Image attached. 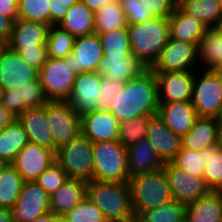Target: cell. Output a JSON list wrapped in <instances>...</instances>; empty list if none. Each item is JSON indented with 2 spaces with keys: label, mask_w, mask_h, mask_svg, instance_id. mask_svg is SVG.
Returning <instances> with one entry per match:
<instances>
[{
  "label": "cell",
  "mask_w": 222,
  "mask_h": 222,
  "mask_svg": "<svg viewBox=\"0 0 222 222\" xmlns=\"http://www.w3.org/2000/svg\"><path fill=\"white\" fill-rule=\"evenodd\" d=\"M54 221H55V215L51 211H49V212L37 217L32 222H54Z\"/></svg>",
  "instance_id": "cell-55"
},
{
  "label": "cell",
  "mask_w": 222,
  "mask_h": 222,
  "mask_svg": "<svg viewBox=\"0 0 222 222\" xmlns=\"http://www.w3.org/2000/svg\"><path fill=\"white\" fill-rule=\"evenodd\" d=\"M39 71L28 64L18 51L8 46L0 54V89L17 91L37 80Z\"/></svg>",
  "instance_id": "cell-10"
},
{
  "label": "cell",
  "mask_w": 222,
  "mask_h": 222,
  "mask_svg": "<svg viewBox=\"0 0 222 222\" xmlns=\"http://www.w3.org/2000/svg\"><path fill=\"white\" fill-rule=\"evenodd\" d=\"M104 57H125L132 54L127 28L99 34Z\"/></svg>",
  "instance_id": "cell-37"
},
{
  "label": "cell",
  "mask_w": 222,
  "mask_h": 222,
  "mask_svg": "<svg viewBox=\"0 0 222 222\" xmlns=\"http://www.w3.org/2000/svg\"><path fill=\"white\" fill-rule=\"evenodd\" d=\"M147 67L132 53L125 57H103L97 72L115 82H127L138 77Z\"/></svg>",
  "instance_id": "cell-23"
},
{
  "label": "cell",
  "mask_w": 222,
  "mask_h": 222,
  "mask_svg": "<svg viewBox=\"0 0 222 222\" xmlns=\"http://www.w3.org/2000/svg\"><path fill=\"white\" fill-rule=\"evenodd\" d=\"M100 101L96 110L110 111L117 97L118 89H123V82H115L100 75Z\"/></svg>",
  "instance_id": "cell-46"
},
{
  "label": "cell",
  "mask_w": 222,
  "mask_h": 222,
  "mask_svg": "<svg viewBox=\"0 0 222 222\" xmlns=\"http://www.w3.org/2000/svg\"><path fill=\"white\" fill-rule=\"evenodd\" d=\"M197 62V46L195 44L177 41L169 37L158 60L150 69L154 73L192 71L190 68L195 70L198 68Z\"/></svg>",
  "instance_id": "cell-12"
},
{
  "label": "cell",
  "mask_w": 222,
  "mask_h": 222,
  "mask_svg": "<svg viewBox=\"0 0 222 222\" xmlns=\"http://www.w3.org/2000/svg\"><path fill=\"white\" fill-rule=\"evenodd\" d=\"M87 196V181L68 178V180L50 195V211L54 215L64 216Z\"/></svg>",
  "instance_id": "cell-26"
},
{
  "label": "cell",
  "mask_w": 222,
  "mask_h": 222,
  "mask_svg": "<svg viewBox=\"0 0 222 222\" xmlns=\"http://www.w3.org/2000/svg\"><path fill=\"white\" fill-rule=\"evenodd\" d=\"M126 15L120 3L113 2L95 12V34L127 28Z\"/></svg>",
  "instance_id": "cell-35"
},
{
  "label": "cell",
  "mask_w": 222,
  "mask_h": 222,
  "mask_svg": "<svg viewBox=\"0 0 222 222\" xmlns=\"http://www.w3.org/2000/svg\"><path fill=\"white\" fill-rule=\"evenodd\" d=\"M64 217L69 222H107L102 211L87 196Z\"/></svg>",
  "instance_id": "cell-43"
},
{
  "label": "cell",
  "mask_w": 222,
  "mask_h": 222,
  "mask_svg": "<svg viewBox=\"0 0 222 222\" xmlns=\"http://www.w3.org/2000/svg\"><path fill=\"white\" fill-rule=\"evenodd\" d=\"M54 222H69V221L64 216L55 215V221Z\"/></svg>",
  "instance_id": "cell-59"
},
{
  "label": "cell",
  "mask_w": 222,
  "mask_h": 222,
  "mask_svg": "<svg viewBox=\"0 0 222 222\" xmlns=\"http://www.w3.org/2000/svg\"><path fill=\"white\" fill-rule=\"evenodd\" d=\"M19 54L24 61L38 71L48 59L47 45L45 47H24L19 51Z\"/></svg>",
  "instance_id": "cell-47"
},
{
  "label": "cell",
  "mask_w": 222,
  "mask_h": 222,
  "mask_svg": "<svg viewBox=\"0 0 222 222\" xmlns=\"http://www.w3.org/2000/svg\"><path fill=\"white\" fill-rule=\"evenodd\" d=\"M75 36L69 34L58 25L49 27L47 35V51L48 57L51 58H65L73 51Z\"/></svg>",
  "instance_id": "cell-38"
},
{
  "label": "cell",
  "mask_w": 222,
  "mask_h": 222,
  "mask_svg": "<svg viewBox=\"0 0 222 222\" xmlns=\"http://www.w3.org/2000/svg\"><path fill=\"white\" fill-rule=\"evenodd\" d=\"M17 119L22 123L29 143L54 151V139L46 120L44 106L27 109Z\"/></svg>",
  "instance_id": "cell-24"
},
{
  "label": "cell",
  "mask_w": 222,
  "mask_h": 222,
  "mask_svg": "<svg viewBox=\"0 0 222 222\" xmlns=\"http://www.w3.org/2000/svg\"><path fill=\"white\" fill-rule=\"evenodd\" d=\"M107 222H136V221H107Z\"/></svg>",
  "instance_id": "cell-63"
},
{
  "label": "cell",
  "mask_w": 222,
  "mask_h": 222,
  "mask_svg": "<svg viewBox=\"0 0 222 222\" xmlns=\"http://www.w3.org/2000/svg\"><path fill=\"white\" fill-rule=\"evenodd\" d=\"M29 143L22 123L16 118L0 131V158L11 164L15 156Z\"/></svg>",
  "instance_id": "cell-32"
},
{
  "label": "cell",
  "mask_w": 222,
  "mask_h": 222,
  "mask_svg": "<svg viewBox=\"0 0 222 222\" xmlns=\"http://www.w3.org/2000/svg\"><path fill=\"white\" fill-rule=\"evenodd\" d=\"M127 29L132 53L151 68L169 39V17H153Z\"/></svg>",
  "instance_id": "cell-2"
},
{
  "label": "cell",
  "mask_w": 222,
  "mask_h": 222,
  "mask_svg": "<svg viewBox=\"0 0 222 222\" xmlns=\"http://www.w3.org/2000/svg\"><path fill=\"white\" fill-rule=\"evenodd\" d=\"M0 222H14L12 209L0 207Z\"/></svg>",
  "instance_id": "cell-54"
},
{
  "label": "cell",
  "mask_w": 222,
  "mask_h": 222,
  "mask_svg": "<svg viewBox=\"0 0 222 222\" xmlns=\"http://www.w3.org/2000/svg\"><path fill=\"white\" fill-rule=\"evenodd\" d=\"M222 38V22L213 28Z\"/></svg>",
  "instance_id": "cell-58"
},
{
  "label": "cell",
  "mask_w": 222,
  "mask_h": 222,
  "mask_svg": "<svg viewBox=\"0 0 222 222\" xmlns=\"http://www.w3.org/2000/svg\"><path fill=\"white\" fill-rule=\"evenodd\" d=\"M58 26L75 37L94 34L95 13L78 1L68 9Z\"/></svg>",
  "instance_id": "cell-30"
},
{
  "label": "cell",
  "mask_w": 222,
  "mask_h": 222,
  "mask_svg": "<svg viewBox=\"0 0 222 222\" xmlns=\"http://www.w3.org/2000/svg\"><path fill=\"white\" fill-rule=\"evenodd\" d=\"M14 22L0 13V36L8 40Z\"/></svg>",
  "instance_id": "cell-52"
},
{
  "label": "cell",
  "mask_w": 222,
  "mask_h": 222,
  "mask_svg": "<svg viewBox=\"0 0 222 222\" xmlns=\"http://www.w3.org/2000/svg\"><path fill=\"white\" fill-rule=\"evenodd\" d=\"M177 6L186 14L199 20L208 29L222 22L218 0H177Z\"/></svg>",
  "instance_id": "cell-31"
},
{
  "label": "cell",
  "mask_w": 222,
  "mask_h": 222,
  "mask_svg": "<svg viewBox=\"0 0 222 222\" xmlns=\"http://www.w3.org/2000/svg\"><path fill=\"white\" fill-rule=\"evenodd\" d=\"M0 102L12 116L18 118L27 109L44 106L50 100L38 78L17 91H1Z\"/></svg>",
  "instance_id": "cell-16"
},
{
  "label": "cell",
  "mask_w": 222,
  "mask_h": 222,
  "mask_svg": "<svg viewBox=\"0 0 222 222\" xmlns=\"http://www.w3.org/2000/svg\"><path fill=\"white\" fill-rule=\"evenodd\" d=\"M50 211V195L35 181L25 182L13 208L14 222H32Z\"/></svg>",
  "instance_id": "cell-13"
},
{
  "label": "cell",
  "mask_w": 222,
  "mask_h": 222,
  "mask_svg": "<svg viewBox=\"0 0 222 222\" xmlns=\"http://www.w3.org/2000/svg\"><path fill=\"white\" fill-rule=\"evenodd\" d=\"M45 116L54 139V152L82 134L81 116L68 102L50 101L44 105Z\"/></svg>",
  "instance_id": "cell-9"
},
{
  "label": "cell",
  "mask_w": 222,
  "mask_h": 222,
  "mask_svg": "<svg viewBox=\"0 0 222 222\" xmlns=\"http://www.w3.org/2000/svg\"><path fill=\"white\" fill-rule=\"evenodd\" d=\"M197 60L204 70H216L222 64V38L213 28L198 42Z\"/></svg>",
  "instance_id": "cell-33"
},
{
  "label": "cell",
  "mask_w": 222,
  "mask_h": 222,
  "mask_svg": "<svg viewBox=\"0 0 222 222\" xmlns=\"http://www.w3.org/2000/svg\"><path fill=\"white\" fill-rule=\"evenodd\" d=\"M16 118L0 102V131L7 127Z\"/></svg>",
  "instance_id": "cell-53"
},
{
  "label": "cell",
  "mask_w": 222,
  "mask_h": 222,
  "mask_svg": "<svg viewBox=\"0 0 222 222\" xmlns=\"http://www.w3.org/2000/svg\"><path fill=\"white\" fill-rule=\"evenodd\" d=\"M56 161L53 150L28 143L14 158L12 165L25 182L36 181Z\"/></svg>",
  "instance_id": "cell-15"
},
{
  "label": "cell",
  "mask_w": 222,
  "mask_h": 222,
  "mask_svg": "<svg viewBox=\"0 0 222 222\" xmlns=\"http://www.w3.org/2000/svg\"><path fill=\"white\" fill-rule=\"evenodd\" d=\"M186 222H222V191H210L187 205Z\"/></svg>",
  "instance_id": "cell-29"
},
{
  "label": "cell",
  "mask_w": 222,
  "mask_h": 222,
  "mask_svg": "<svg viewBox=\"0 0 222 222\" xmlns=\"http://www.w3.org/2000/svg\"><path fill=\"white\" fill-rule=\"evenodd\" d=\"M79 0H50L51 26L58 25L65 17L68 9Z\"/></svg>",
  "instance_id": "cell-49"
},
{
  "label": "cell",
  "mask_w": 222,
  "mask_h": 222,
  "mask_svg": "<svg viewBox=\"0 0 222 222\" xmlns=\"http://www.w3.org/2000/svg\"><path fill=\"white\" fill-rule=\"evenodd\" d=\"M172 163L192 176L203 178L205 169L204 150H188L181 148Z\"/></svg>",
  "instance_id": "cell-42"
},
{
  "label": "cell",
  "mask_w": 222,
  "mask_h": 222,
  "mask_svg": "<svg viewBox=\"0 0 222 222\" xmlns=\"http://www.w3.org/2000/svg\"><path fill=\"white\" fill-rule=\"evenodd\" d=\"M187 206L175 200L143 211L136 222H184Z\"/></svg>",
  "instance_id": "cell-36"
},
{
  "label": "cell",
  "mask_w": 222,
  "mask_h": 222,
  "mask_svg": "<svg viewBox=\"0 0 222 222\" xmlns=\"http://www.w3.org/2000/svg\"><path fill=\"white\" fill-rule=\"evenodd\" d=\"M150 118L151 116H139L131 120L121 121L119 142L128 149L142 138H145Z\"/></svg>",
  "instance_id": "cell-41"
},
{
  "label": "cell",
  "mask_w": 222,
  "mask_h": 222,
  "mask_svg": "<svg viewBox=\"0 0 222 222\" xmlns=\"http://www.w3.org/2000/svg\"><path fill=\"white\" fill-rule=\"evenodd\" d=\"M18 2L19 0H0V13L13 22L18 20Z\"/></svg>",
  "instance_id": "cell-50"
},
{
  "label": "cell",
  "mask_w": 222,
  "mask_h": 222,
  "mask_svg": "<svg viewBox=\"0 0 222 222\" xmlns=\"http://www.w3.org/2000/svg\"><path fill=\"white\" fill-rule=\"evenodd\" d=\"M7 47V40L0 36V54L5 50Z\"/></svg>",
  "instance_id": "cell-57"
},
{
  "label": "cell",
  "mask_w": 222,
  "mask_h": 222,
  "mask_svg": "<svg viewBox=\"0 0 222 222\" xmlns=\"http://www.w3.org/2000/svg\"><path fill=\"white\" fill-rule=\"evenodd\" d=\"M196 71L192 104L200 117L217 118L222 108V74L217 70Z\"/></svg>",
  "instance_id": "cell-8"
},
{
  "label": "cell",
  "mask_w": 222,
  "mask_h": 222,
  "mask_svg": "<svg viewBox=\"0 0 222 222\" xmlns=\"http://www.w3.org/2000/svg\"><path fill=\"white\" fill-rule=\"evenodd\" d=\"M217 118L198 117L190 131L182 137V148L202 151L216 146Z\"/></svg>",
  "instance_id": "cell-28"
},
{
  "label": "cell",
  "mask_w": 222,
  "mask_h": 222,
  "mask_svg": "<svg viewBox=\"0 0 222 222\" xmlns=\"http://www.w3.org/2000/svg\"><path fill=\"white\" fill-rule=\"evenodd\" d=\"M216 147L222 150V122L217 123Z\"/></svg>",
  "instance_id": "cell-56"
},
{
  "label": "cell",
  "mask_w": 222,
  "mask_h": 222,
  "mask_svg": "<svg viewBox=\"0 0 222 222\" xmlns=\"http://www.w3.org/2000/svg\"><path fill=\"white\" fill-rule=\"evenodd\" d=\"M25 181L12 164L0 174V207L12 209Z\"/></svg>",
  "instance_id": "cell-34"
},
{
  "label": "cell",
  "mask_w": 222,
  "mask_h": 222,
  "mask_svg": "<svg viewBox=\"0 0 222 222\" xmlns=\"http://www.w3.org/2000/svg\"><path fill=\"white\" fill-rule=\"evenodd\" d=\"M157 114L180 137L190 131L199 117L191 101L159 103Z\"/></svg>",
  "instance_id": "cell-21"
},
{
  "label": "cell",
  "mask_w": 222,
  "mask_h": 222,
  "mask_svg": "<svg viewBox=\"0 0 222 222\" xmlns=\"http://www.w3.org/2000/svg\"><path fill=\"white\" fill-rule=\"evenodd\" d=\"M82 135L91 142L118 140L120 122L110 111L93 110L81 116Z\"/></svg>",
  "instance_id": "cell-18"
},
{
  "label": "cell",
  "mask_w": 222,
  "mask_h": 222,
  "mask_svg": "<svg viewBox=\"0 0 222 222\" xmlns=\"http://www.w3.org/2000/svg\"><path fill=\"white\" fill-rule=\"evenodd\" d=\"M216 70L222 74V64Z\"/></svg>",
  "instance_id": "cell-62"
},
{
  "label": "cell",
  "mask_w": 222,
  "mask_h": 222,
  "mask_svg": "<svg viewBox=\"0 0 222 222\" xmlns=\"http://www.w3.org/2000/svg\"><path fill=\"white\" fill-rule=\"evenodd\" d=\"M50 0H19L18 19L51 26Z\"/></svg>",
  "instance_id": "cell-40"
},
{
  "label": "cell",
  "mask_w": 222,
  "mask_h": 222,
  "mask_svg": "<svg viewBox=\"0 0 222 222\" xmlns=\"http://www.w3.org/2000/svg\"><path fill=\"white\" fill-rule=\"evenodd\" d=\"M9 163H7L5 160L0 158V174L2 173L3 169L8 165Z\"/></svg>",
  "instance_id": "cell-60"
},
{
  "label": "cell",
  "mask_w": 222,
  "mask_h": 222,
  "mask_svg": "<svg viewBox=\"0 0 222 222\" xmlns=\"http://www.w3.org/2000/svg\"><path fill=\"white\" fill-rule=\"evenodd\" d=\"M219 4H220V9H221V12H222V0H218Z\"/></svg>",
  "instance_id": "cell-64"
},
{
  "label": "cell",
  "mask_w": 222,
  "mask_h": 222,
  "mask_svg": "<svg viewBox=\"0 0 222 222\" xmlns=\"http://www.w3.org/2000/svg\"><path fill=\"white\" fill-rule=\"evenodd\" d=\"M120 5L126 15L128 25L142 23L153 18L148 11L146 0H121Z\"/></svg>",
  "instance_id": "cell-45"
},
{
  "label": "cell",
  "mask_w": 222,
  "mask_h": 222,
  "mask_svg": "<svg viewBox=\"0 0 222 222\" xmlns=\"http://www.w3.org/2000/svg\"><path fill=\"white\" fill-rule=\"evenodd\" d=\"M100 75L98 72H83L76 75L67 102L78 115L82 116L96 110L100 101Z\"/></svg>",
  "instance_id": "cell-17"
},
{
  "label": "cell",
  "mask_w": 222,
  "mask_h": 222,
  "mask_svg": "<svg viewBox=\"0 0 222 222\" xmlns=\"http://www.w3.org/2000/svg\"><path fill=\"white\" fill-rule=\"evenodd\" d=\"M128 185L132 210L136 218L145 210L173 201L163 168L155 172L134 175L128 180Z\"/></svg>",
  "instance_id": "cell-4"
},
{
  "label": "cell",
  "mask_w": 222,
  "mask_h": 222,
  "mask_svg": "<svg viewBox=\"0 0 222 222\" xmlns=\"http://www.w3.org/2000/svg\"><path fill=\"white\" fill-rule=\"evenodd\" d=\"M49 27L46 24L18 19L13 24L7 46L18 52L24 47H45Z\"/></svg>",
  "instance_id": "cell-22"
},
{
  "label": "cell",
  "mask_w": 222,
  "mask_h": 222,
  "mask_svg": "<svg viewBox=\"0 0 222 222\" xmlns=\"http://www.w3.org/2000/svg\"><path fill=\"white\" fill-rule=\"evenodd\" d=\"M75 77L71 54L63 59L48 57L38 76L49 100L61 102L70 99Z\"/></svg>",
  "instance_id": "cell-7"
},
{
  "label": "cell",
  "mask_w": 222,
  "mask_h": 222,
  "mask_svg": "<svg viewBox=\"0 0 222 222\" xmlns=\"http://www.w3.org/2000/svg\"><path fill=\"white\" fill-rule=\"evenodd\" d=\"M56 162L64 169L68 178L93 180L94 143L82 134L73 141L59 147Z\"/></svg>",
  "instance_id": "cell-6"
},
{
  "label": "cell",
  "mask_w": 222,
  "mask_h": 222,
  "mask_svg": "<svg viewBox=\"0 0 222 222\" xmlns=\"http://www.w3.org/2000/svg\"><path fill=\"white\" fill-rule=\"evenodd\" d=\"M67 180L68 176L64 169L55 161L36 179L35 182L41 186L49 195H51L57 191Z\"/></svg>",
  "instance_id": "cell-44"
},
{
  "label": "cell",
  "mask_w": 222,
  "mask_h": 222,
  "mask_svg": "<svg viewBox=\"0 0 222 222\" xmlns=\"http://www.w3.org/2000/svg\"><path fill=\"white\" fill-rule=\"evenodd\" d=\"M217 120H218V122H222V108H221L219 115L217 116Z\"/></svg>",
  "instance_id": "cell-61"
},
{
  "label": "cell",
  "mask_w": 222,
  "mask_h": 222,
  "mask_svg": "<svg viewBox=\"0 0 222 222\" xmlns=\"http://www.w3.org/2000/svg\"><path fill=\"white\" fill-rule=\"evenodd\" d=\"M162 168L167 176L173 200L179 203L190 205L211 191L203 178L192 176L172 162L164 163Z\"/></svg>",
  "instance_id": "cell-11"
},
{
  "label": "cell",
  "mask_w": 222,
  "mask_h": 222,
  "mask_svg": "<svg viewBox=\"0 0 222 222\" xmlns=\"http://www.w3.org/2000/svg\"><path fill=\"white\" fill-rule=\"evenodd\" d=\"M87 197L107 221H136L128 182L88 181Z\"/></svg>",
  "instance_id": "cell-3"
},
{
  "label": "cell",
  "mask_w": 222,
  "mask_h": 222,
  "mask_svg": "<svg viewBox=\"0 0 222 222\" xmlns=\"http://www.w3.org/2000/svg\"><path fill=\"white\" fill-rule=\"evenodd\" d=\"M206 185L211 191H222V150L216 146L204 149Z\"/></svg>",
  "instance_id": "cell-39"
},
{
  "label": "cell",
  "mask_w": 222,
  "mask_h": 222,
  "mask_svg": "<svg viewBox=\"0 0 222 222\" xmlns=\"http://www.w3.org/2000/svg\"><path fill=\"white\" fill-rule=\"evenodd\" d=\"M103 57V49L98 34L76 37L71 53L73 73L79 75L83 72H97Z\"/></svg>",
  "instance_id": "cell-19"
},
{
  "label": "cell",
  "mask_w": 222,
  "mask_h": 222,
  "mask_svg": "<svg viewBox=\"0 0 222 222\" xmlns=\"http://www.w3.org/2000/svg\"><path fill=\"white\" fill-rule=\"evenodd\" d=\"M146 138L163 164L172 162L182 148V137L173 133L158 114L151 116Z\"/></svg>",
  "instance_id": "cell-20"
},
{
  "label": "cell",
  "mask_w": 222,
  "mask_h": 222,
  "mask_svg": "<svg viewBox=\"0 0 222 222\" xmlns=\"http://www.w3.org/2000/svg\"><path fill=\"white\" fill-rule=\"evenodd\" d=\"M153 17H169L177 6V0H146Z\"/></svg>",
  "instance_id": "cell-48"
},
{
  "label": "cell",
  "mask_w": 222,
  "mask_h": 222,
  "mask_svg": "<svg viewBox=\"0 0 222 222\" xmlns=\"http://www.w3.org/2000/svg\"><path fill=\"white\" fill-rule=\"evenodd\" d=\"M207 29L199 20L186 14L178 6L169 16V37L174 40L197 46Z\"/></svg>",
  "instance_id": "cell-27"
},
{
  "label": "cell",
  "mask_w": 222,
  "mask_h": 222,
  "mask_svg": "<svg viewBox=\"0 0 222 222\" xmlns=\"http://www.w3.org/2000/svg\"><path fill=\"white\" fill-rule=\"evenodd\" d=\"M127 149L119 140L94 143L93 180L128 182Z\"/></svg>",
  "instance_id": "cell-5"
},
{
  "label": "cell",
  "mask_w": 222,
  "mask_h": 222,
  "mask_svg": "<svg viewBox=\"0 0 222 222\" xmlns=\"http://www.w3.org/2000/svg\"><path fill=\"white\" fill-rule=\"evenodd\" d=\"M163 165L156 150L146 137L127 149V167L130 177L155 172Z\"/></svg>",
  "instance_id": "cell-25"
},
{
  "label": "cell",
  "mask_w": 222,
  "mask_h": 222,
  "mask_svg": "<svg viewBox=\"0 0 222 222\" xmlns=\"http://www.w3.org/2000/svg\"><path fill=\"white\" fill-rule=\"evenodd\" d=\"M196 71L155 73L158 83L159 103H175L192 100Z\"/></svg>",
  "instance_id": "cell-14"
},
{
  "label": "cell",
  "mask_w": 222,
  "mask_h": 222,
  "mask_svg": "<svg viewBox=\"0 0 222 222\" xmlns=\"http://www.w3.org/2000/svg\"><path fill=\"white\" fill-rule=\"evenodd\" d=\"M159 108L158 83L155 73L147 68L138 77L124 83L118 89L110 112L119 122L139 116H154Z\"/></svg>",
  "instance_id": "cell-1"
},
{
  "label": "cell",
  "mask_w": 222,
  "mask_h": 222,
  "mask_svg": "<svg viewBox=\"0 0 222 222\" xmlns=\"http://www.w3.org/2000/svg\"><path fill=\"white\" fill-rule=\"evenodd\" d=\"M79 1L83 3L84 5H86L94 13L104 8L106 5L110 3L121 2V0H79Z\"/></svg>",
  "instance_id": "cell-51"
}]
</instances>
